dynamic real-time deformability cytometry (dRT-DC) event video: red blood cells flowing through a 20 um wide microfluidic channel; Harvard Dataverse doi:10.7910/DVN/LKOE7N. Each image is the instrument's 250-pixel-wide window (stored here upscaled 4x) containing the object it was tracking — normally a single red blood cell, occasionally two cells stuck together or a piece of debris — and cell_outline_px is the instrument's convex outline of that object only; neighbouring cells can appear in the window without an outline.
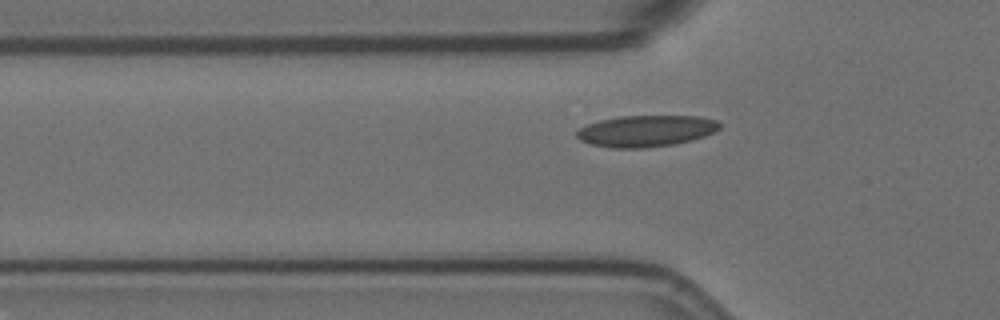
{"species": "Egyptian fruit bat (a non-hibernating species)", "species_latin": "Rousettus aegyptiacus", "temperature_condition": "room temperature", "stored_images_in_passage": 37, "camera_frame_rate_fps": 3000, "um_per_image_px": 0.085, "animal": {"sex": "female"}, "frame": {"image": 1, "passage_image": 11, "time_ms": 3.333, "image_size_px": [1000, 320], "cell_outline_px": [[720, 128], [716, 132], [692, 140], [676, 144], [644, 148], [612, 148], [592, 144], [580, 140], [576, 136], [576, 132], [580, 128], [588, 124], [600, 120], [620, 116], [700, 116], [716, 120], [720, 124]], "centroid_in_image_um": [54.94, 11.13], "position_along_channel_um": 70.9, "area_um2": 26.24}}
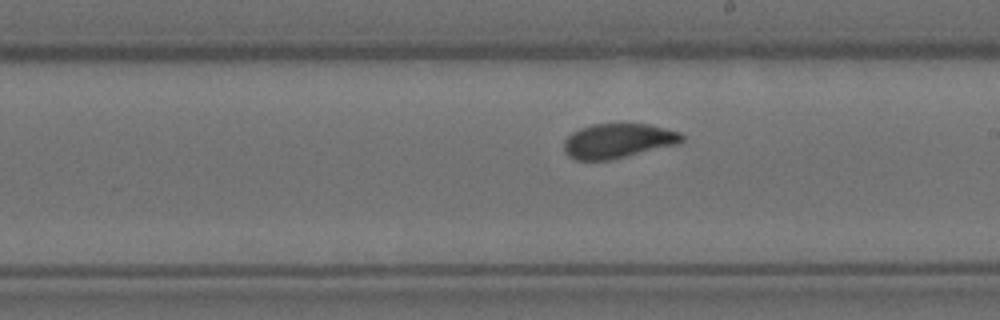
{"frame": {"image": 2, "passage_image": 25, "time_ms": 8.0, "image_size_px": [1000, 320], "cell_outline_px": [[684, 140], [680, 144], [608, 160], [576, 160], [568, 156], [564, 152], [564, 140], [572, 132], [580, 128], [592, 124], [648, 124], [680, 132], [684, 136]], "centroid_in_image_um": [52.53, 11.97], "position_along_channel_um": 236.5, "area_um2": 23.81}}
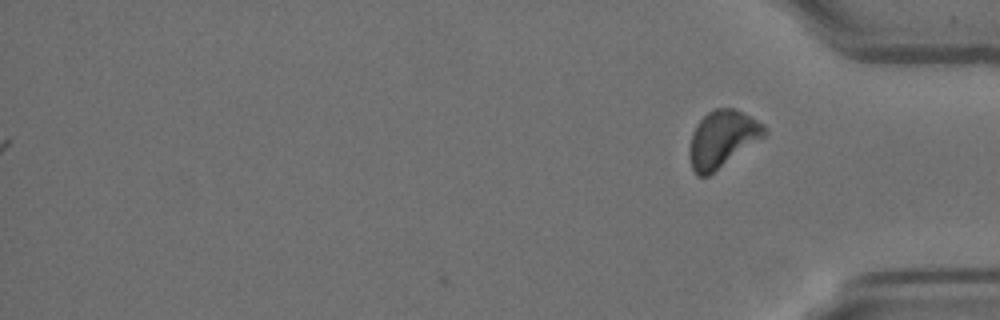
{"frame": {"image": 3, "passage_image": 37, "time_ms": 12.0, "image_size_px": [1000, 320], "cell_outline_px": [[768, 132], [764, 136], [708, 176], [696, 176], [692, 168], [688, 152], [688, 148], [692, 132], [696, 124], [708, 112], [716, 108], [732, 108], [764, 124]], "centroid_in_image_um": [61.35, 11.82], "position_along_channel_um": 373.9, "area_um2": 24.51}, "authors_computed_cell_mechanics": {"area_um2": 24.565, "velocity_mm_per_s": 3.5368, "shape_relaxation_time_tau1_ms": 4.1553, "shape_relaxation_time_tau2_ms": 0.7159, "deformation_change_tau1": 0.1226, "deformation_change_tau2": 0.042}}